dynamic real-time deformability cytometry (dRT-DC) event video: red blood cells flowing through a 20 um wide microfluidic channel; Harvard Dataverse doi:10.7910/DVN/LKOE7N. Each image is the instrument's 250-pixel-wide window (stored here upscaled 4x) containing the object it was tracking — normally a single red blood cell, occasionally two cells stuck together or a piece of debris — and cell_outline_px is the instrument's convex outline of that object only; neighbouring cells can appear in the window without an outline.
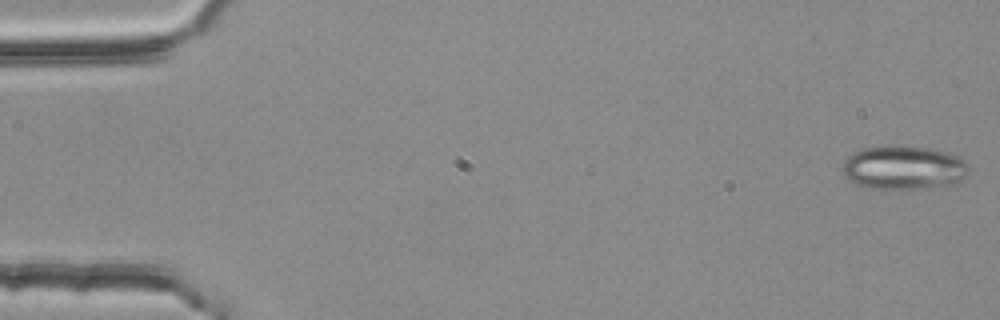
{"species": "common noctule bat (a hibernating species)", "species_latin": "Nyctalus noctula", "temperature_condition": "room temperature", "stored_images_in_passage": 5, "camera_frame_rate_fps": 3000, "um_per_image_px": 0.085, "animal": {"sex": "female", "body_mass_g": 25.1}, "frame": {"image": 1, "passage_image": 1, "time_ms": 0.0, "image_size_px": [1000, 320], "cell_outline_px": [[968, 172], [956, 184], [924, 188], [872, 188], [856, 184], [848, 180], [844, 176], [844, 160], [848, 156], [860, 148], [896, 144], [900, 144], [928, 148], [948, 152], [964, 160], [968, 164]], "centroid_in_image_um": [76.81, 14.22], "position_along_channel_um": 8.2, "area_um2": 32.43}}